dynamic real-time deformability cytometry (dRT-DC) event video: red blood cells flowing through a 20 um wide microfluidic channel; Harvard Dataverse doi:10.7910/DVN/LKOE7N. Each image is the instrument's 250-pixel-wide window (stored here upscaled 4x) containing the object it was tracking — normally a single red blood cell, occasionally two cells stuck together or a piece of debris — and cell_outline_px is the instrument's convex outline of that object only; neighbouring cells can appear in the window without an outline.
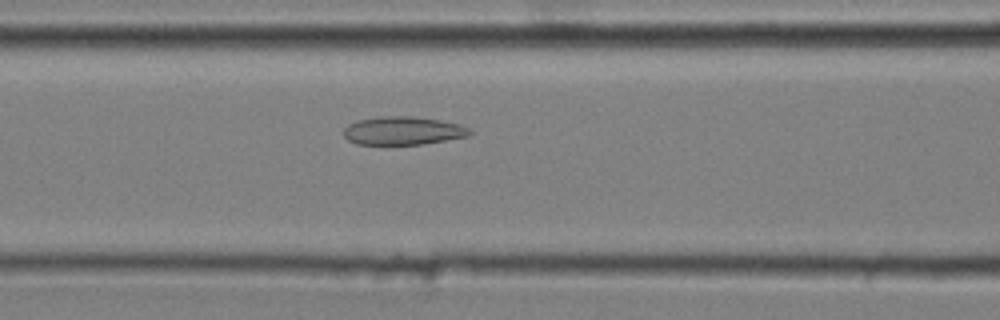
{"species": "common noctule bat (a hibernating species)", "species_latin": "Nyctalus noctula", "temperature_condition": "cold", "stored_images_in_passage": 18, "camera_frame_rate_fps": 3000, "um_per_image_px": 0.085, "animal": {"sex": "male", "body_mass_g": 20.4}, "frame": {"image": 1, "passage_image": 13, "time_ms": 4.0, "image_size_px": [1000, 320], "cell_outline_px": [[472, 136], [420, 144], [356, 144], [348, 140], [344, 136], [344, 128], [348, 124], [356, 120], [380, 116], [412, 116], [440, 120], [460, 124], [468, 128], [472, 132]], "centroid_in_image_um": [34.26, 11.1], "position_along_channel_um": 132.3, "area_um2": 20.87}}
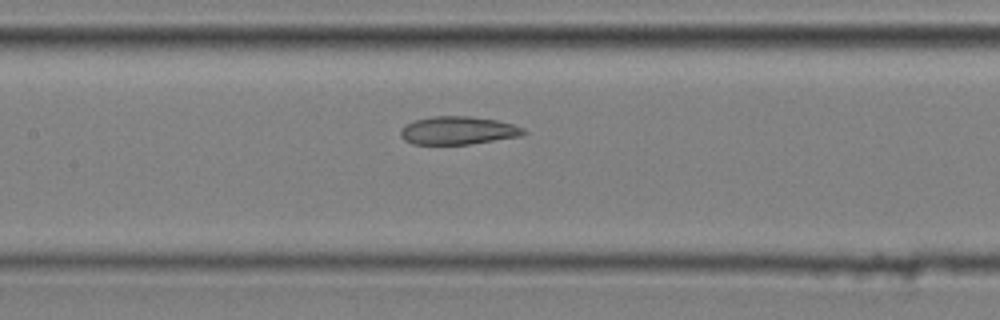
{"frame": {"image": 2, "passage_image": 16, "time_ms": 5.0, "image_size_px": [1000, 320], "cell_outline_px": [[528, 132], [520, 136], [472, 144], [412, 144], [404, 140], [400, 136], [400, 132], [408, 124], [416, 120], [432, 116], [472, 116], [496, 120], [512, 124], [524, 128]], "centroid_in_image_um": [38.97, 11.09], "position_along_channel_um": 168.4, "area_um2": 20.06}}